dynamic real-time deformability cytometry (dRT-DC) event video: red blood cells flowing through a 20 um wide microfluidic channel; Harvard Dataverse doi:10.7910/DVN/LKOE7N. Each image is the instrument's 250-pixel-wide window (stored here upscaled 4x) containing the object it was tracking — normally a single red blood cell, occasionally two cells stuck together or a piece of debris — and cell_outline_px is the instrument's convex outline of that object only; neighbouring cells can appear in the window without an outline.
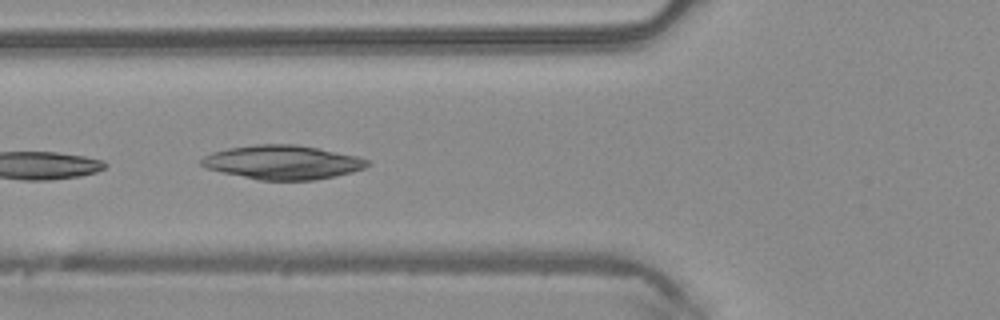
{"species": "common noctule bat (a hibernating species)", "species_latin": "Nyctalus noctula", "temperature_condition": "warm", "stored_images_in_passage": 5, "camera_frame_rate_fps": 3000, "um_per_image_px": 0.085, "animal": {"sex": "male", "body_mass_g": 20.4}, "frame": {"image": 1, "passage_image": 4, "time_ms": 1.0, "image_size_px": [1000, 320], "cell_outline_px": [[372, 164], [364, 168], [352, 172], [312, 180], [260, 180], [224, 172], [208, 168], [200, 164], [200, 160], [204, 156], [212, 152], [228, 148], [256, 144], [296, 144], [360, 156], [368, 160]], "centroid_in_image_um": [24.06, 13.78], "position_along_channel_um": 101.7, "area_um2": 32.71}}
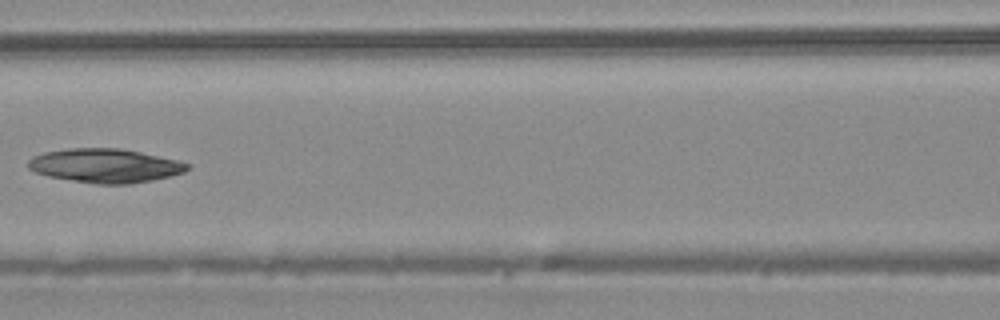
{"frame": {"image": 2, "passage_image": 5, "time_ms": 1.333, "image_size_px": [1000, 320], "cell_outline_px": [[192, 164], [184, 172], [172, 176], [132, 184], [96, 184], [48, 176], [36, 172], [28, 168], [28, 160], [32, 156], [44, 152], [68, 148], [120, 148], [140, 152], [176, 160]], "centroid_in_image_um": [8.94, 14.08], "position_along_channel_um": 157.7, "area_um2": 31.5}}